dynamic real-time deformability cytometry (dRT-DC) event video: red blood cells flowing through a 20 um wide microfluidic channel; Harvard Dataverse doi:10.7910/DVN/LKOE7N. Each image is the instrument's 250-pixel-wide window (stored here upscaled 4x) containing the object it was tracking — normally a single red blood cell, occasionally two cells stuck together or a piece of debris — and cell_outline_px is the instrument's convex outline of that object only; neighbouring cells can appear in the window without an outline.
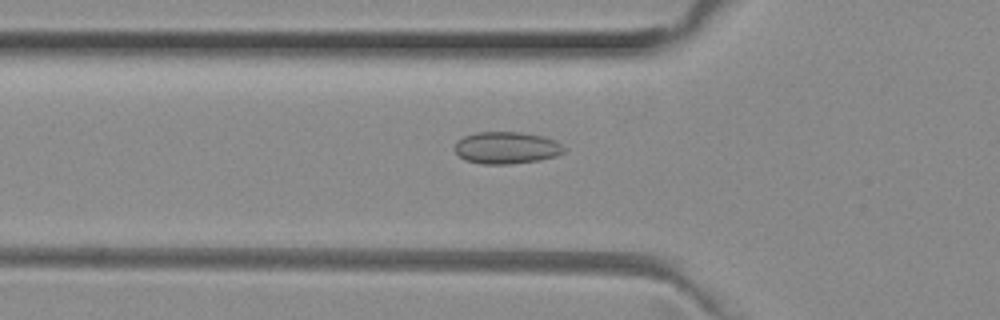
{"species": "common noctule bat (a hibernating species)", "species_latin": "Nyctalus noctula", "temperature_condition": "room temperature", "stored_images_in_passage": 36, "camera_frame_rate_fps": 3000, "um_per_image_px": 0.085, "animal": {"sex": "female", "body_mass_g": 29.2, "forearm_length_mm": 56.3}, "frame": {"image": 1, "passage_image": 2, "time_ms": 0.333, "image_size_px": [1000, 320], "cell_outline_px": [[564, 152], [556, 156], [540, 160], [512, 164], [484, 164], [464, 160], [456, 152], [456, 144], [464, 136], [476, 132], [520, 132], [544, 136], [560, 144], [564, 148]], "centroid_in_image_um": [43.06, 12.57], "position_along_channel_um": 82.7, "area_um2": 20.23}}
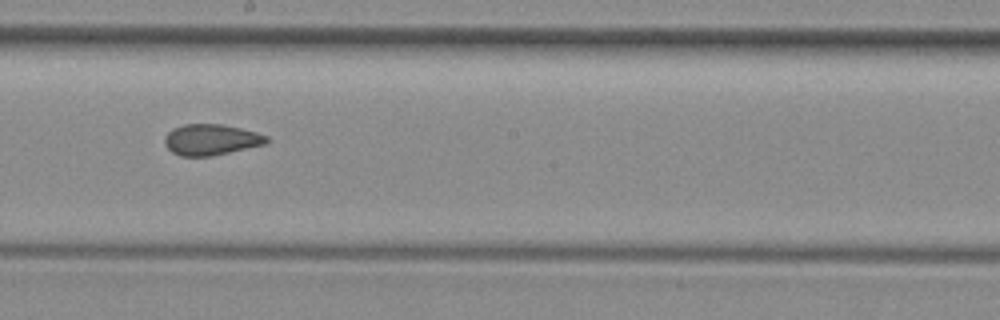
{"frame": {"image": 2, "passage_image": 13, "time_ms": 4.0, "image_size_px": [1000, 320], "cell_outline_px": [[272, 140], [264, 144], [212, 156], [180, 156], [172, 152], [164, 144], [164, 136], [172, 128], [184, 124], [220, 124], [240, 128], [256, 132], [268, 136]], "centroid_in_image_um": [17.92, 11.87], "position_along_channel_um": 230.3, "area_um2": 18.44}}
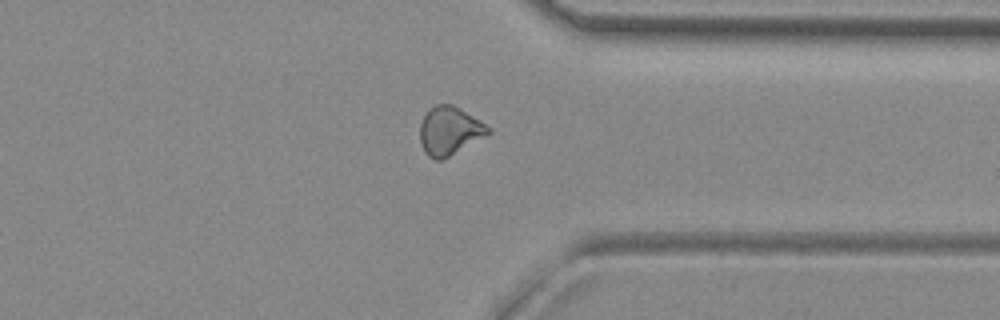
{"frame": {"image": 3, "passage_image": 24, "time_ms": 7.667, "image_size_px": [1000, 320], "cell_outline_px": [[492, 132], [448, 156], [440, 160], [436, 160], [428, 156], [424, 152], [420, 140], [420, 124], [424, 116], [436, 104], [452, 104], [460, 108], [492, 128]], "centroid_in_image_um": [38.21, 11.11], "position_along_channel_um": 373.2, "area_um2": 18.9}, "authors_computed_cell_mechanics": {"area_um2": 18.6694, "velocity_mm_per_s": 4.0092, "shape_relaxation_time_tau1_ms": null, "shape_relaxation_time_tau2_ms": 2.2856, "deformation_change_tau1": null, "deformation_change_tau2": 0.0627}}